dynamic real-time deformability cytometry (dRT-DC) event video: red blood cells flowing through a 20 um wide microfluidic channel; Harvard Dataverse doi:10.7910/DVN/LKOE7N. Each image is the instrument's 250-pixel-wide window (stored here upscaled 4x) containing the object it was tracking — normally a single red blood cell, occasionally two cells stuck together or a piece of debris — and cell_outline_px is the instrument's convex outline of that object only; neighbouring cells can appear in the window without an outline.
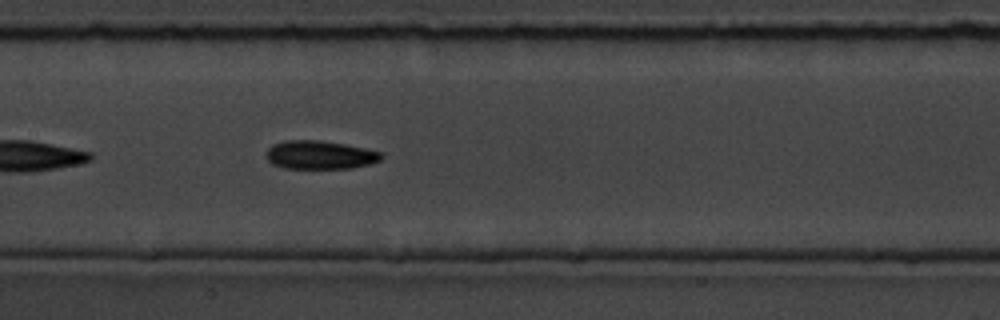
{"species": "common noctule bat (a hibernating species)", "species_latin": "Nyctalus noctula", "temperature_condition": "room temperature", "stored_images_in_passage": 35, "camera_frame_rate_fps": 3000, "um_per_image_px": 0.085, "animal": {"sex": "male", "body_mass_g": 19.5, "forearm_length_mm": 54.6}, "frame": {"image": 1, "passage_image": 11, "time_ms": 3.333, "image_size_px": [1000, 320], "cell_outline_px": [[384, 156], [380, 160], [372, 164], [352, 168], [284, 168], [272, 164], [264, 156], [268, 148], [272, 144], [284, 140], [320, 140], [344, 144], [364, 148], [380, 152]], "centroid_in_image_um": [27.16, 13.17], "position_along_channel_um": 180.2, "area_um2": 19.25}, "authors_computed_cell_mechanics": {"area_um2": 18.207, "velocity_mm_per_s": 3.7819, "shape_relaxation_time_tau1_ms": 2.9817, "shape_relaxation_time_tau2_ms": null, "deformation_change_tau1": 0.0992, "deformation_change_tau2": null}}